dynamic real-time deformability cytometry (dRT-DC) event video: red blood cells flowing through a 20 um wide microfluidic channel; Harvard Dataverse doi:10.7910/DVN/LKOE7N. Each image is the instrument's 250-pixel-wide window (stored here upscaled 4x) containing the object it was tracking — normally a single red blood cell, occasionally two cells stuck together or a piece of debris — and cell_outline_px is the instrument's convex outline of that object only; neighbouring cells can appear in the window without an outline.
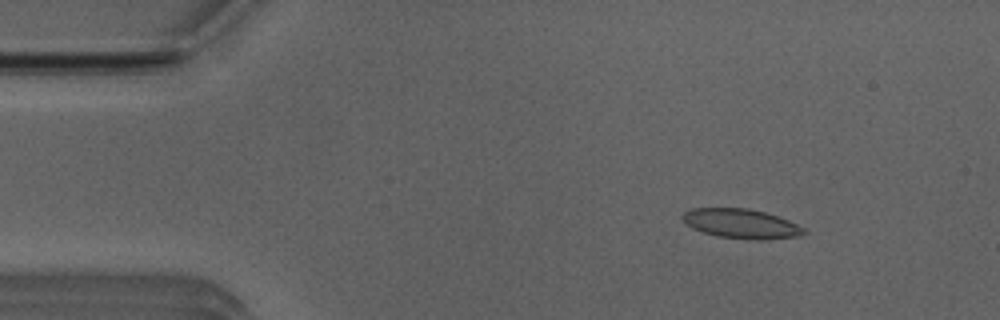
{"species": "Egyptian fruit bat (a non-hibernating species)", "species_latin": "Rousettus aegyptiacus", "temperature_condition": "room temperature", "stored_images_in_passage": 51, "camera_frame_rate_fps": 3000, "um_per_image_px": 0.085, "animal": {"sex": "male"}, "frame": {"image": 1, "passage_image": 7, "time_ms": 2.0, "image_size_px": [1000, 320], "cell_outline_px": [[808, 232], [800, 236], [764, 240], [748, 240], [720, 236], [704, 232], [692, 228], [680, 216], [684, 212], [692, 208], [744, 208], [764, 212], [788, 220], [804, 228]], "centroid_in_image_um": [63.02, 19.02], "position_along_channel_um": 22.0, "area_um2": 20.75}}
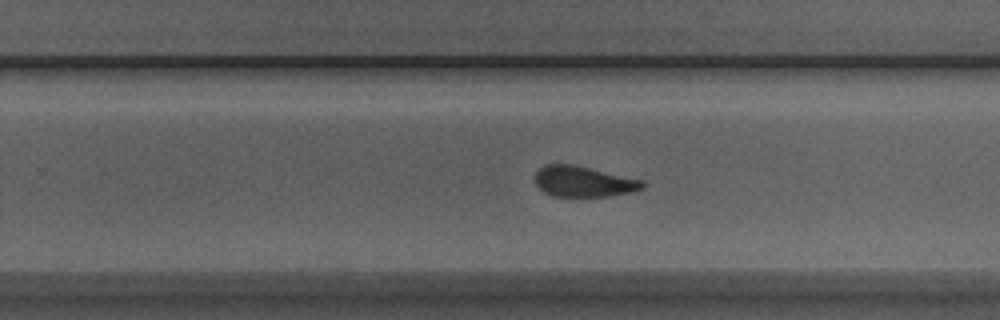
{"frame": {"image": 2, "passage_image": 32, "time_ms": 10.333, "image_size_px": [1000, 320], "cell_outline_px": [[644, 188], [632, 192], [608, 196], [580, 200], [552, 196], [544, 192], [532, 180], [536, 172], [544, 164], [572, 164], [644, 180]], "centroid_in_image_um": [49.56, 15.48], "position_along_channel_um": 280.2, "area_um2": 20.11}}
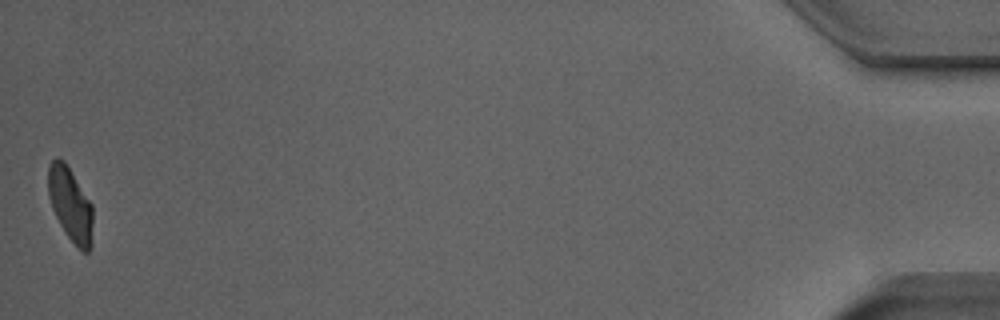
{"frame": {"image": 3, "passage_image": 51, "time_ms": 16.667, "image_size_px": [1000, 320], "cell_outline_px": [[92, 244], [88, 252], [84, 252], [64, 232], [52, 208], [48, 196], [48, 164], [56, 156], [64, 160], [92, 204]], "centroid_in_image_um": [5.97, 17.34], "position_along_channel_um": 429.2, "area_um2": 19.13}, "authors_computed_cell_mechanics": {"area_um2": 20.2878, "velocity_mm_per_s": 3.9768, "shape_relaxation_time_tau1_ms": null, "shape_relaxation_time_tau2_ms": 1.8171, "deformation_change_tau1": null, "deformation_change_tau2": 0.0805}}